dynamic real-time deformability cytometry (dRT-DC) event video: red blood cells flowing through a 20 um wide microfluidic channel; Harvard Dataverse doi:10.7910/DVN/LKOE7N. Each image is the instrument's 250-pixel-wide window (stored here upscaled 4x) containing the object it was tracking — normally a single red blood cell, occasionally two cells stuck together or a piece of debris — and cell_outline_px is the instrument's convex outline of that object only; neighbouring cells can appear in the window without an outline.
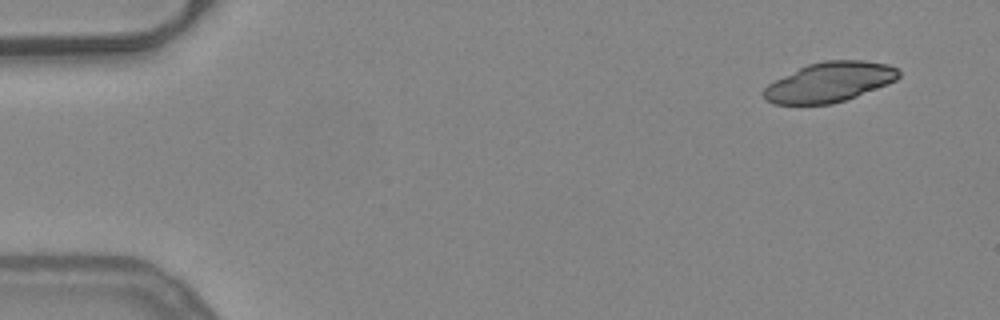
{"species": "common noctule bat (a hibernating species)", "species_latin": "Nyctalus noctula", "temperature_condition": "warm", "stored_images_in_passage": 49, "camera_frame_rate_fps": 3000, "um_per_image_px": 0.085, "animal": {"sex": "female", "body_mass_g": 24.6, "forearm_length_mm": 56.2}, "frame": {"image": 1, "passage_image": 1, "time_ms": 0.0, "image_size_px": [1000, 320], "cell_outline_px": [[900, 76], [896, 80], [888, 84], [856, 96], [832, 104], [772, 104], [764, 100], [760, 92], [768, 84], [808, 64], [824, 60], [864, 60], [888, 64], [896, 68], [900, 72]], "centroid_in_image_um": [70.49, 6.98], "position_along_channel_um": 14.5, "area_um2": 31.33}}
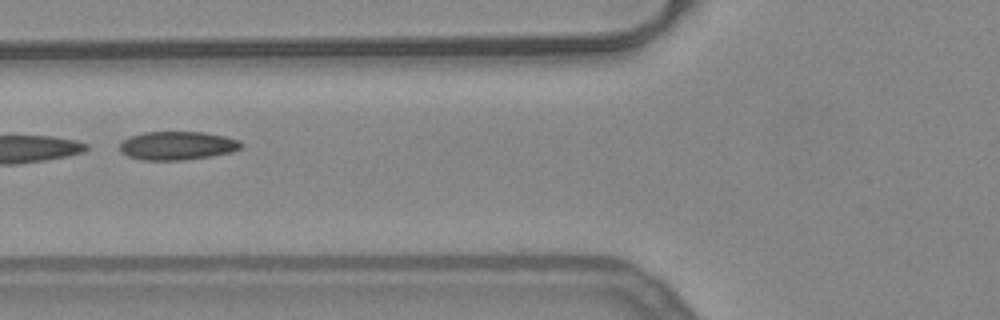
{"frame": {"image": 2, "passage_image": 18, "time_ms": 5.667, "image_size_px": [1000, 320], "cell_outline_px": [[244, 144], [240, 148], [232, 152], [212, 156], [184, 160], [144, 160], [128, 156], [120, 152], [120, 144], [128, 136], [144, 132], [204, 132], [224, 136], [240, 140]], "centroid_in_image_um": [15.08, 12.38], "position_along_channel_um": 110.7, "area_um2": 20.29}}